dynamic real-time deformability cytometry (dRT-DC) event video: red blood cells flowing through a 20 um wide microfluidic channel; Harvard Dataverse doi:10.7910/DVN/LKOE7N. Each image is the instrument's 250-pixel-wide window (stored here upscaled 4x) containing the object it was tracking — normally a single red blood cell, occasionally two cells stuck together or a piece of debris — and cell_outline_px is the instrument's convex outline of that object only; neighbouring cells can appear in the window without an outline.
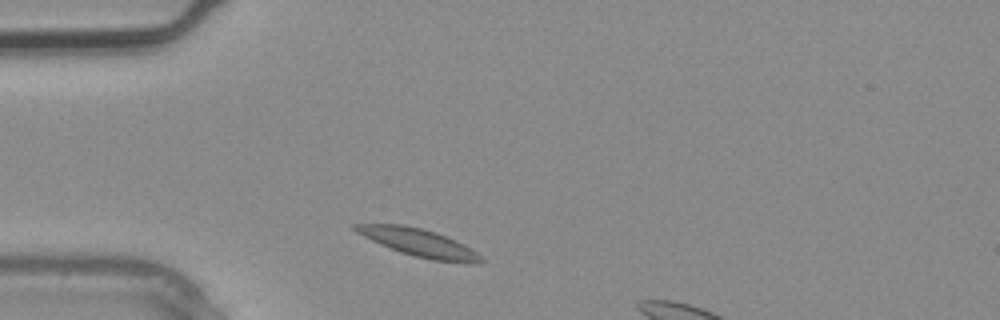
{"species": "common noctule bat (a hibernating species)", "species_latin": "Nyctalus noctula", "temperature_condition": "warm", "stored_images_in_passage": 4, "camera_frame_rate_fps": 3000, "um_per_image_px": 0.085, "animal": {"sex": "male", "body_mass_g": 20.4}, "frame": {"image": 1, "passage_image": 4, "time_ms": 1.0, "image_size_px": [1000, 320], "cell_outline_px": [[484, 260], [432, 260], [400, 252], [380, 244], [356, 232], [352, 228], [352, 224], [404, 224], [436, 232], [456, 240], [476, 252]], "centroid_in_image_um": [35.44, 20.56], "position_along_channel_um": 49.6, "area_um2": 19.31}}